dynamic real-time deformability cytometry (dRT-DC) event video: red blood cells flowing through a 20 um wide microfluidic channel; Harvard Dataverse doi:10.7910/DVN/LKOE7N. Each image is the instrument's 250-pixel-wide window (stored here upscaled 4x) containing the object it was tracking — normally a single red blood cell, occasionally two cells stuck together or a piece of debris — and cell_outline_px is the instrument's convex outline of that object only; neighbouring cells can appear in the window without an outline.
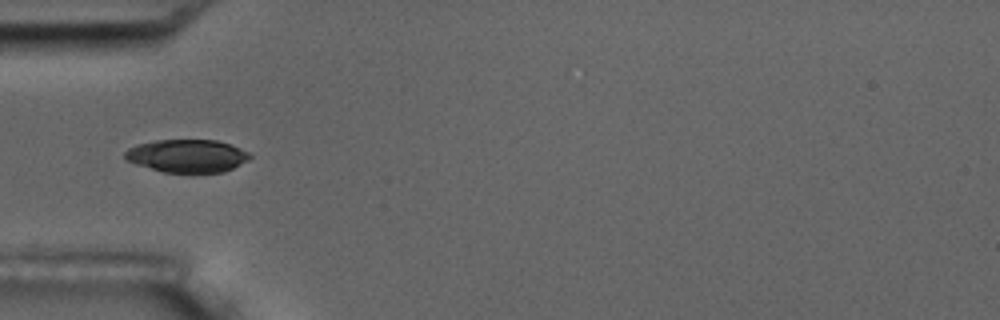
{"species": "common noctule bat (a hibernating species)", "species_latin": "Nyctalus noctula", "temperature_condition": "room temperature", "stored_images_in_passage": 7, "camera_frame_rate_fps": 3000, "um_per_image_px": 0.085, "animal": {"sex": "male", "body_mass_g": 17.5, "forearm_length_mm": 52.3}, "frame": {"image": 1, "passage_image": 4, "time_ms": 4.333, "image_size_px": [1000, 320], "cell_outline_px": [[252, 156], [248, 160], [224, 172], [164, 172], [136, 164], [128, 160], [124, 156], [124, 152], [128, 148], [136, 144], [156, 140], [216, 140], [232, 144], [248, 152]], "centroid_in_image_um": [15.91, 13.23], "position_along_channel_um": 69.1, "area_um2": 23.87}}
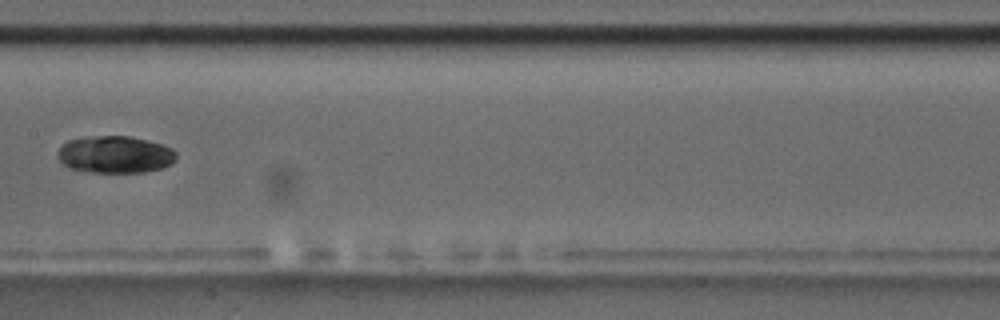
{"frame": {"image": 2, "passage_image": 7, "time_ms": 8.0, "image_size_px": [1000, 320], "cell_outline_px": [[176, 160], [172, 164], [164, 168], [144, 172], [88, 172], [68, 168], [56, 156], [60, 148], [68, 140], [84, 136], [132, 136], [160, 144], [172, 148], [176, 152]], "centroid_in_image_um": [9.79, 13.13], "position_along_channel_um": 197.6, "area_um2": 25.89}}